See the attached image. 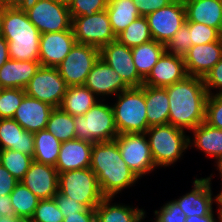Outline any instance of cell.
<instances>
[{
  "instance_id": "obj_26",
  "label": "cell",
  "mask_w": 222,
  "mask_h": 222,
  "mask_svg": "<svg viewBox=\"0 0 222 222\" xmlns=\"http://www.w3.org/2000/svg\"><path fill=\"white\" fill-rule=\"evenodd\" d=\"M113 197H104L95 208L96 222H143L144 209L112 203Z\"/></svg>"
},
{
  "instance_id": "obj_43",
  "label": "cell",
  "mask_w": 222,
  "mask_h": 222,
  "mask_svg": "<svg viewBox=\"0 0 222 222\" xmlns=\"http://www.w3.org/2000/svg\"><path fill=\"white\" fill-rule=\"evenodd\" d=\"M154 222H185L186 216L175 200L165 203L160 210H155Z\"/></svg>"
},
{
  "instance_id": "obj_39",
  "label": "cell",
  "mask_w": 222,
  "mask_h": 222,
  "mask_svg": "<svg viewBox=\"0 0 222 222\" xmlns=\"http://www.w3.org/2000/svg\"><path fill=\"white\" fill-rule=\"evenodd\" d=\"M64 216L53 198L40 200L31 222H63Z\"/></svg>"
},
{
  "instance_id": "obj_9",
  "label": "cell",
  "mask_w": 222,
  "mask_h": 222,
  "mask_svg": "<svg viewBox=\"0 0 222 222\" xmlns=\"http://www.w3.org/2000/svg\"><path fill=\"white\" fill-rule=\"evenodd\" d=\"M115 140L122 159L139 179L156 169L145 133L118 134Z\"/></svg>"
},
{
  "instance_id": "obj_44",
  "label": "cell",
  "mask_w": 222,
  "mask_h": 222,
  "mask_svg": "<svg viewBox=\"0 0 222 222\" xmlns=\"http://www.w3.org/2000/svg\"><path fill=\"white\" fill-rule=\"evenodd\" d=\"M208 95L222 94V58L203 78ZM216 89V93L211 90ZM219 91H218V90Z\"/></svg>"
},
{
  "instance_id": "obj_22",
  "label": "cell",
  "mask_w": 222,
  "mask_h": 222,
  "mask_svg": "<svg viewBox=\"0 0 222 222\" xmlns=\"http://www.w3.org/2000/svg\"><path fill=\"white\" fill-rule=\"evenodd\" d=\"M54 107L42 101L25 95L17 108L13 119L17 121L24 130L35 133L44 130Z\"/></svg>"
},
{
  "instance_id": "obj_14",
  "label": "cell",
  "mask_w": 222,
  "mask_h": 222,
  "mask_svg": "<svg viewBox=\"0 0 222 222\" xmlns=\"http://www.w3.org/2000/svg\"><path fill=\"white\" fill-rule=\"evenodd\" d=\"M100 58L114 69L129 87L143 85V79L134 65L130 47L114 40L100 49Z\"/></svg>"
},
{
  "instance_id": "obj_12",
  "label": "cell",
  "mask_w": 222,
  "mask_h": 222,
  "mask_svg": "<svg viewBox=\"0 0 222 222\" xmlns=\"http://www.w3.org/2000/svg\"><path fill=\"white\" fill-rule=\"evenodd\" d=\"M67 87L57 67L41 66L25 87V93L56 108L60 106Z\"/></svg>"
},
{
  "instance_id": "obj_7",
  "label": "cell",
  "mask_w": 222,
  "mask_h": 222,
  "mask_svg": "<svg viewBox=\"0 0 222 222\" xmlns=\"http://www.w3.org/2000/svg\"><path fill=\"white\" fill-rule=\"evenodd\" d=\"M58 192L71 197L88 209H95L104 198L97 176L90 167L59 173Z\"/></svg>"
},
{
  "instance_id": "obj_54",
  "label": "cell",
  "mask_w": 222,
  "mask_h": 222,
  "mask_svg": "<svg viewBox=\"0 0 222 222\" xmlns=\"http://www.w3.org/2000/svg\"><path fill=\"white\" fill-rule=\"evenodd\" d=\"M5 8L6 7L4 6V4L0 1V35L2 32V16H3Z\"/></svg>"
},
{
  "instance_id": "obj_55",
  "label": "cell",
  "mask_w": 222,
  "mask_h": 222,
  "mask_svg": "<svg viewBox=\"0 0 222 222\" xmlns=\"http://www.w3.org/2000/svg\"><path fill=\"white\" fill-rule=\"evenodd\" d=\"M215 203L218 204L219 208H222V187H221V191L216 196V202Z\"/></svg>"
},
{
  "instance_id": "obj_29",
  "label": "cell",
  "mask_w": 222,
  "mask_h": 222,
  "mask_svg": "<svg viewBox=\"0 0 222 222\" xmlns=\"http://www.w3.org/2000/svg\"><path fill=\"white\" fill-rule=\"evenodd\" d=\"M98 101L100 99L86 86H69L59 107L75 117L84 115Z\"/></svg>"
},
{
  "instance_id": "obj_4",
  "label": "cell",
  "mask_w": 222,
  "mask_h": 222,
  "mask_svg": "<svg viewBox=\"0 0 222 222\" xmlns=\"http://www.w3.org/2000/svg\"><path fill=\"white\" fill-rule=\"evenodd\" d=\"M145 134L156 168L174 164L189 148V136L171 124L151 126Z\"/></svg>"
},
{
  "instance_id": "obj_40",
  "label": "cell",
  "mask_w": 222,
  "mask_h": 222,
  "mask_svg": "<svg viewBox=\"0 0 222 222\" xmlns=\"http://www.w3.org/2000/svg\"><path fill=\"white\" fill-rule=\"evenodd\" d=\"M107 6L108 0H71L68 3L71 17L91 16L106 10Z\"/></svg>"
},
{
  "instance_id": "obj_24",
  "label": "cell",
  "mask_w": 222,
  "mask_h": 222,
  "mask_svg": "<svg viewBox=\"0 0 222 222\" xmlns=\"http://www.w3.org/2000/svg\"><path fill=\"white\" fill-rule=\"evenodd\" d=\"M186 22L202 23L222 34V0H183Z\"/></svg>"
},
{
  "instance_id": "obj_38",
  "label": "cell",
  "mask_w": 222,
  "mask_h": 222,
  "mask_svg": "<svg viewBox=\"0 0 222 222\" xmlns=\"http://www.w3.org/2000/svg\"><path fill=\"white\" fill-rule=\"evenodd\" d=\"M185 24L190 30L192 46L215 42L222 37V34L211 26L196 22H185Z\"/></svg>"
},
{
  "instance_id": "obj_15",
  "label": "cell",
  "mask_w": 222,
  "mask_h": 222,
  "mask_svg": "<svg viewBox=\"0 0 222 222\" xmlns=\"http://www.w3.org/2000/svg\"><path fill=\"white\" fill-rule=\"evenodd\" d=\"M84 86L103 101L106 97L118 95L130 88L121 76L100 57L89 72Z\"/></svg>"
},
{
  "instance_id": "obj_49",
  "label": "cell",
  "mask_w": 222,
  "mask_h": 222,
  "mask_svg": "<svg viewBox=\"0 0 222 222\" xmlns=\"http://www.w3.org/2000/svg\"><path fill=\"white\" fill-rule=\"evenodd\" d=\"M15 211L11 204L10 195H0V217H14Z\"/></svg>"
},
{
  "instance_id": "obj_17",
  "label": "cell",
  "mask_w": 222,
  "mask_h": 222,
  "mask_svg": "<svg viewBox=\"0 0 222 222\" xmlns=\"http://www.w3.org/2000/svg\"><path fill=\"white\" fill-rule=\"evenodd\" d=\"M58 175L55 166L33 161L20 182L40 200L51 199L58 193Z\"/></svg>"
},
{
  "instance_id": "obj_50",
  "label": "cell",
  "mask_w": 222,
  "mask_h": 222,
  "mask_svg": "<svg viewBox=\"0 0 222 222\" xmlns=\"http://www.w3.org/2000/svg\"><path fill=\"white\" fill-rule=\"evenodd\" d=\"M10 59L7 40L0 35V68Z\"/></svg>"
},
{
  "instance_id": "obj_36",
  "label": "cell",
  "mask_w": 222,
  "mask_h": 222,
  "mask_svg": "<svg viewBox=\"0 0 222 222\" xmlns=\"http://www.w3.org/2000/svg\"><path fill=\"white\" fill-rule=\"evenodd\" d=\"M33 157L11 149L0 150V164L19 182L30 168Z\"/></svg>"
},
{
  "instance_id": "obj_13",
  "label": "cell",
  "mask_w": 222,
  "mask_h": 222,
  "mask_svg": "<svg viewBox=\"0 0 222 222\" xmlns=\"http://www.w3.org/2000/svg\"><path fill=\"white\" fill-rule=\"evenodd\" d=\"M153 40L165 46L185 24L186 13L183 0H174L146 16Z\"/></svg>"
},
{
  "instance_id": "obj_52",
  "label": "cell",
  "mask_w": 222,
  "mask_h": 222,
  "mask_svg": "<svg viewBox=\"0 0 222 222\" xmlns=\"http://www.w3.org/2000/svg\"><path fill=\"white\" fill-rule=\"evenodd\" d=\"M7 8H23L31 0H0Z\"/></svg>"
},
{
  "instance_id": "obj_28",
  "label": "cell",
  "mask_w": 222,
  "mask_h": 222,
  "mask_svg": "<svg viewBox=\"0 0 222 222\" xmlns=\"http://www.w3.org/2000/svg\"><path fill=\"white\" fill-rule=\"evenodd\" d=\"M145 102L147 122L150 127L168 124L169 98L165 88L145 85Z\"/></svg>"
},
{
  "instance_id": "obj_37",
  "label": "cell",
  "mask_w": 222,
  "mask_h": 222,
  "mask_svg": "<svg viewBox=\"0 0 222 222\" xmlns=\"http://www.w3.org/2000/svg\"><path fill=\"white\" fill-rule=\"evenodd\" d=\"M25 95V89L2 88L0 92V119L13 118Z\"/></svg>"
},
{
  "instance_id": "obj_53",
  "label": "cell",
  "mask_w": 222,
  "mask_h": 222,
  "mask_svg": "<svg viewBox=\"0 0 222 222\" xmlns=\"http://www.w3.org/2000/svg\"><path fill=\"white\" fill-rule=\"evenodd\" d=\"M22 220L18 217H0V222H21Z\"/></svg>"
},
{
  "instance_id": "obj_19",
  "label": "cell",
  "mask_w": 222,
  "mask_h": 222,
  "mask_svg": "<svg viewBox=\"0 0 222 222\" xmlns=\"http://www.w3.org/2000/svg\"><path fill=\"white\" fill-rule=\"evenodd\" d=\"M222 58V37L215 42L194 45L184 56L187 75L204 78Z\"/></svg>"
},
{
  "instance_id": "obj_23",
  "label": "cell",
  "mask_w": 222,
  "mask_h": 222,
  "mask_svg": "<svg viewBox=\"0 0 222 222\" xmlns=\"http://www.w3.org/2000/svg\"><path fill=\"white\" fill-rule=\"evenodd\" d=\"M7 149L30 157L34 154V133L24 130L13 118L0 119V150Z\"/></svg>"
},
{
  "instance_id": "obj_18",
  "label": "cell",
  "mask_w": 222,
  "mask_h": 222,
  "mask_svg": "<svg viewBox=\"0 0 222 222\" xmlns=\"http://www.w3.org/2000/svg\"><path fill=\"white\" fill-rule=\"evenodd\" d=\"M211 174L207 178H200L193 181V189L175 199L186 217L205 216L213 210V203L216 202V196H213L211 190Z\"/></svg>"
},
{
  "instance_id": "obj_25",
  "label": "cell",
  "mask_w": 222,
  "mask_h": 222,
  "mask_svg": "<svg viewBox=\"0 0 222 222\" xmlns=\"http://www.w3.org/2000/svg\"><path fill=\"white\" fill-rule=\"evenodd\" d=\"M40 67L39 60L19 61L9 59L0 68V85L2 88L25 89Z\"/></svg>"
},
{
  "instance_id": "obj_11",
  "label": "cell",
  "mask_w": 222,
  "mask_h": 222,
  "mask_svg": "<svg viewBox=\"0 0 222 222\" xmlns=\"http://www.w3.org/2000/svg\"><path fill=\"white\" fill-rule=\"evenodd\" d=\"M100 57V49L92 45L76 43L65 59L57 66L66 85H84L93 65Z\"/></svg>"
},
{
  "instance_id": "obj_5",
  "label": "cell",
  "mask_w": 222,
  "mask_h": 222,
  "mask_svg": "<svg viewBox=\"0 0 222 222\" xmlns=\"http://www.w3.org/2000/svg\"><path fill=\"white\" fill-rule=\"evenodd\" d=\"M112 105L118 134L146 133L147 122L145 85L130 87L116 95Z\"/></svg>"
},
{
  "instance_id": "obj_58",
  "label": "cell",
  "mask_w": 222,
  "mask_h": 222,
  "mask_svg": "<svg viewBox=\"0 0 222 222\" xmlns=\"http://www.w3.org/2000/svg\"><path fill=\"white\" fill-rule=\"evenodd\" d=\"M56 1L64 2V3L68 4L71 0H56Z\"/></svg>"
},
{
  "instance_id": "obj_56",
  "label": "cell",
  "mask_w": 222,
  "mask_h": 222,
  "mask_svg": "<svg viewBox=\"0 0 222 222\" xmlns=\"http://www.w3.org/2000/svg\"><path fill=\"white\" fill-rule=\"evenodd\" d=\"M215 163H216L215 165H216V167L219 171V174L221 176V179H222V157L219 160H217Z\"/></svg>"
},
{
  "instance_id": "obj_3",
  "label": "cell",
  "mask_w": 222,
  "mask_h": 222,
  "mask_svg": "<svg viewBox=\"0 0 222 222\" xmlns=\"http://www.w3.org/2000/svg\"><path fill=\"white\" fill-rule=\"evenodd\" d=\"M1 35L7 40L10 59L39 60L41 33L23 8H5Z\"/></svg>"
},
{
  "instance_id": "obj_51",
  "label": "cell",
  "mask_w": 222,
  "mask_h": 222,
  "mask_svg": "<svg viewBox=\"0 0 222 222\" xmlns=\"http://www.w3.org/2000/svg\"><path fill=\"white\" fill-rule=\"evenodd\" d=\"M185 222H218V221L214 217V212L212 210L208 215H205V216L194 215V216L186 217Z\"/></svg>"
},
{
  "instance_id": "obj_1",
  "label": "cell",
  "mask_w": 222,
  "mask_h": 222,
  "mask_svg": "<svg viewBox=\"0 0 222 222\" xmlns=\"http://www.w3.org/2000/svg\"><path fill=\"white\" fill-rule=\"evenodd\" d=\"M164 88L169 98L168 124L191 131L205 121L208 93L203 78L188 75Z\"/></svg>"
},
{
  "instance_id": "obj_16",
  "label": "cell",
  "mask_w": 222,
  "mask_h": 222,
  "mask_svg": "<svg viewBox=\"0 0 222 222\" xmlns=\"http://www.w3.org/2000/svg\"><path fill=\"white\" fill-rule=\"evenodd\" d=\"M76 43L73 30L41 34L39 44L41 66L57 67Z\"/></svg>"
},
{
  "instance_id": "obj_20",
  "label": "cell",
  "mask_w": 222,
  "mask_h": 222,
  "mask_svg": "<svg viewBox=\"0 0 222 222\" xmlns=\"http://www.w3.org/2000/svg\"><path fill=\"white\" fill-rule=\"evenodd\" d=\"M186 76L184 57L165 52L143 80V85L164 88Z\"/></svg>"
},
{
  "instance_id": "obj_8",
  "label": "cell",
  "mask_w": 222,
  "mask_h": 222,
  "mask_svg": "<svg viewBox=\"0 0 222 222\" xmlns=\"http://www.w3.org/2000/svg\"><path fill=\"white\" fill-rule=\"evenodd\" d=\"M23 9L41 34L72 30L68 4L56 0H31Z\"/></svg>"
},
{
  "instance_id": "obj_59",
  "label": "cell",
  "mask_w": 222,
  "mask_h": 222,
  "mask_svg": "<svg viewBox=\"0 0 222 222\" xmlns=\"http://www.w3.org/2000/svg\"><path fill=\"white\" fill-rule=\"evenodd\" d=\"M21 222H31L30 220H23V221H21Z\"/></svg>"
},
{
  "instance_id": "obj_10",
  "label": "cell",
  "mask_w": 222,
  "mask_h": 222,
  "mask_svg": "<svg viewBox=\"0 0 222 222\" xmlns=\"http://www.w3.org/2000/svg\"><path fill=\"white\" fill-rule=\"evenodd\" d=\"M72 30L77 43L98 49L116 40L106 10L91 16L72 17Z\"/></svg>"
},
{
  "instance_id": "obj_27",
  "label": "cell",
  "mask_w": 222,
  "mask_h": 222,
  "mask_svg": "<svg viewBox=\"0 0 222 222\" xmlns=\"http://www.w3.org/2000/svg\"><path fill=\"white\" fill-rule=\"evenodd\" d=\"M191 131L194 138L189 137V148L197 147L216 161L222 157V129L212 127L204 121Z\"/></svg>"
},
{
  "instance_id": "obj_33",
  "label": "cell",
  "mask_w": 222,
  "mask_h": 222,
  "mask_svg": "<svg viewBox=\"0 0 222 222\" xmlns=\"http://www.w3.org/2000/svg\"><path fill=\"white\" fill-rule=\"evenodd\" d=\"M11 204L15 216L19 219L30 220L40 199L34 195L22 182H18L10 193Z\"/></svg>"
},
{
  "instance_id": "obj_6",
  "label": "cell",
  "mask_w": 222,
  "mask_h": 222,
  "mask_svg": "<svg viewBox=\"0 0 222 222\" xmlns=\"http://www.w3.org/2000/svg\"><path fill=\"white\" fill-rule=\"evenodd\" d=\"M76 138L91 143L115 140L118 130L112 105L98 101L84 115L74 117Z\"/></svg>"
},
{
  "instance_id": "obj_35",
  "label": "cell",
  "mask_w": 222,
  "mask_h": 222,
  "mask_svg": "<svg viewBox=\"0 0 222 222\" xmlns=\"http://www.w3.org/2000/svg\"><path fill=\"white\" fill-rule=\"evenodd\" d=\"M116 40L134 48L153 40L146 17L140 16L116 36Z\"/></svg>"
},
{
  "instance_id": "obj_45",
  "label": "cell",
  "mask_w": 222,
  "mask_h": 222,
  "mask_svg": "<svg viewBox=\"0 0 222 222\" xmlns=\"http://www.w3.org/2000/svg\"><path fill=\"white\" fill-rule=\"evenodd\" d=\"M53 199L64 217L76 214V212H84L88 209L85 205H82L78 201L72 200L71 197L59 192L53 197Z\"/></svg>"
},
{
  "instance_id": "obj_57",
  "label": "cell",
  "mask_w": 222,
  "mask_h": 222,
  "mask_svg": "<svg viewBox=\"0 0 222 222\" xmlns=\"http://www.w3.org/2000/svg\"><path fill=\"white\" fill-rule=\"evenodd\" d=\"M217 214H218V221L222 222V208L217 209Z\"/></svg>"
},
{
  "instance_id": "obj_21",
  "label": "cell",
  "mask_w": 222,
  "mask_h": 222,
  "mask_svg": "<svg viewBox=\"0 0 222 222\" xmlns=\"http://www.w3.org/2000/svg\"><path fill=\"white\" fill-rule=\"evenodd\" d=\"M92 148L93 143L77 138L62 142L55 165L58 174L90 167Z\"/></svg>"
},
{
  "instance_id": "obj_34",
  "label": "cell",
  "mask_w": 222,
  "mask_h": 222,
  "mask_svg": "<svg viewBox=\"0 0 222 222\" xmlns=\"http://www.w3.org/2000/svg\"><path fill=\"white\" fill-rule=\"evenodd\" d=\"M46 129L60 142L76 139L74 116L56 107L50 114Z\"/></svg>"
},
{
  "instance_id": "obj_31",
  "label": "cell",
  "mask_w": 222,
  "mask_h": 222,
  "mask_svg": "<svg viewBox=\"0 0 222 222\" xmlns=\"http://www.w3.org/2000/svg\"><path fill=\"white\" fill-rule=\"evenodd\" d=\"M106 11L115 36L141 16L132 0H108Z\"/></svg>"
},
{
  "instance_id": "obj_47",
  "label": "cell",
  "mask_w": 222,
  "mask_h": 222,
  "mask_svg": "<svg viewBox=\"0 0 222 222\" xmlns=\"http://www.w3.org/2000/svg\"><path fill=\"white\" fill-rule=\"evenodd\" d=\"M19 181L0 164V195H10Z\"/></svg>"
},
{
  "instance_id": "obj_46",
  "label": "cell",
  "mask_w": 222,
  "mask_h": 222,
  "mask_svg": "<svg viewBox=\"0 0 222 222\" xmlns=\"http://www.w3.org/2000/svg\"><path fill=\"white\" fill-rule=\"evenodd\" d=\"M141 16L146 17L152 12L169 5L174 0H132Z\"/></svg>"
},
{
  "instance_id": "obj_30",
  "label": "cell",
  "mask_w": 222,
  "mask_h": 222,
  "mask_svg": "<svg viewBox=\"0 0 222 222\" xmlns=\"http://www.w3.org/2000/svg\"><path fill=\"white\" fill-rule=\"evenodd\" d=\"M134 65L139 76L144 80L151 69L166 52L164 44L151 40L142 45L131 48Z\"/></svg>"
},
{
  "instance_id": "obj_32",
  "label": "cell",
  "mask_w": 222,
  "mask_h": 222,
  "mask_svg": "<svg viewBox=\"0 0 222 222\" xmlns=\"http://www.w3.org/2000/svg\"><path fill=\"white\" fill-rule=\"evenodd\" d=\"M61 143L47 129L34 133L33 160L39 163L56 165Z\"/></svg>"
},
{
  "instance_id": "obj_48",
  "label": "cell",
  "mask_w": 222,
  "mask_h": 222,
  "mask_svg": "<svg viewBox=\"0 0 222 222\" xmlns=\"http://www.w3.org/2000/svg\"><path fill=\"white\" fill-rule=\"evenodd\" d=\"M63 222H96L95 209H87L84 212L67 215V217H64Z\"/></svg>"
},
{
  "instance_id": "obj_41",
  "label": "cell",
  "mask_w": 222,
  "mask_h": 222,
  "mask_svg": "<svg viewBox=\"0 0 222 222\" xmlns=\"http://www.w3.org/2000/svg\"><path fill=\"white\" fill-rule=\"evenodd\" d=\"M192 46L189 27L184 24L168 42L166 52L184 57Z\"/></svg>"
},
{
  "instance_id": "obj_42",
  "label": "cell",
  "mask_w": 222,
  "mask_h": 222,
  "mask_svg": "<svg viewBox=\"0 0 222 222\" xmlns=\"http://www.w3.org/2000/svg\"><path fill=\"white\" fill-rule=\"evenodd\" d=\"M205 122L212 127L222 129V94L208 95Z\"/></svg>"
},
{
  "instance_id": "obj_2",
  "label": "cell",
  "mask_w": 222,
  "mask_h": 222,
  "mask_svg": "<svg viewBox=\"0 0 222 222\" xmlns=\"http://www.w3.org/2000/svg\"><path fill=\"white\" fill-rule=\"evenodd\" d=\"M90 169L104 197L115 198L139 179L122 159L116 140L93 143Z\"/></svg>"
}]
</instances>
